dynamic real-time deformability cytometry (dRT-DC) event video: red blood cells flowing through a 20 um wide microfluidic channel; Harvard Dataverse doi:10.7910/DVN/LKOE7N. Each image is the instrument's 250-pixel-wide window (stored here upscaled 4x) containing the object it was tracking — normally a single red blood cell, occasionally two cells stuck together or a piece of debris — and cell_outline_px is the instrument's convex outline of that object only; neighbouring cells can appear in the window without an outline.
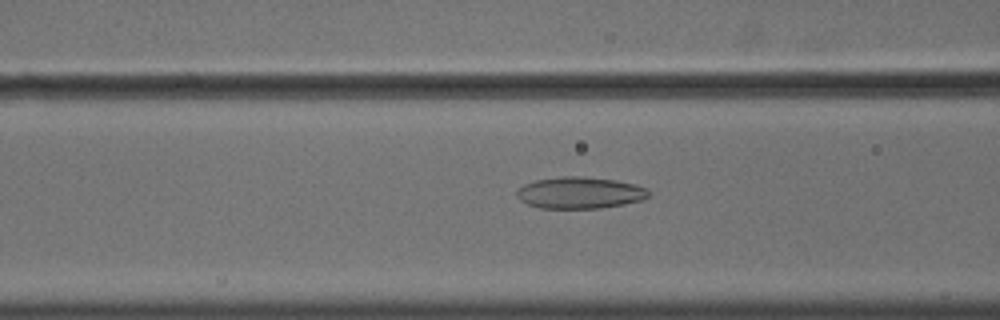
{"species": "common noctule bat (a hibernating species)", "species_latin": "Nyctalus noctula", "temperature_condition": "cold", "stored_images_in_passage": 40, "camera_frame_rate_fps": 3000, "um_per_image_px": 0.085, "animal": {"sex": "male", "body_mass_g": 18.8}, "frame": {"image": 1, "passage_image": 7, "time_ms": 2.0, "image_size_px": [1000, 320], "cell_outline_px": [[648, 196], [644, 200], [624, 204], [600, 208], [540, 208], [528, 204], [520, 200], [516, 196], [516, 192], [524, 184], [536, 180], [560, 176], [580, 176], [616, 180], [636, 184], [648, 188]], "centroid_in_image_um": [49.3, 16.38], "position_along_channel_um": 117.3, "area_um2": 24.39}}
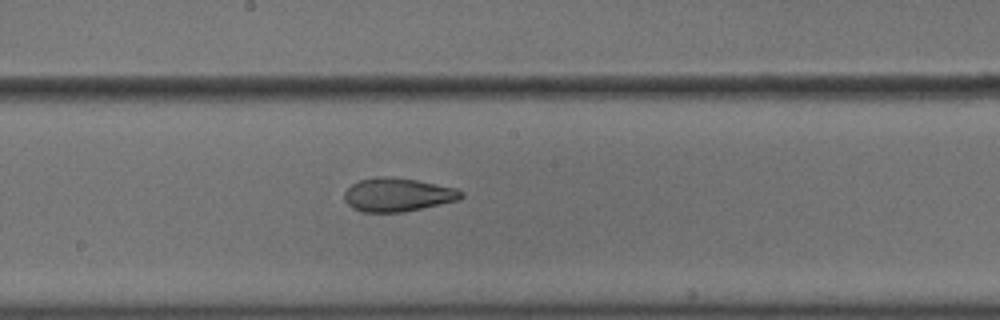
{"frame": {"image": 2, "passage_image": 15, "time_ms": 4.667, "image_size_px": [1000, 320], "cell_outline_px": [[464, 196], [460, 200], [404, 212], [360, 212], [352, 208], [344, 200], [344, 192], [352, 184], [360, 180], [384, 176], [388, 176], [416, 180], [456, 188], [464, 192]], "centroid_in_image_um": [33.81, 16.56], "position_along_channel_um": 214.4, "area_um2": 22.89}}
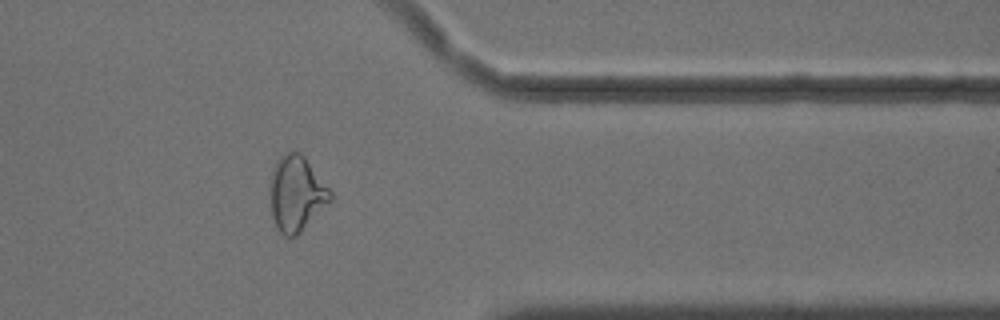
{"frame": {"image": 3, "passage_image": 30, "time_ms": 9.667, "image_size_px": [1000, 320], "cell_outline_px": [[332, 200], [296, 236], [284, 236], [276, 228], [272, 216], [272, 176], [276, 164], [280, 156], [284, 152], [300, 152], [304, 156], [332, 192]], "centroid_in_image_um": [25.23, 16.47], "position_along_channel_um": 386.2, "area_um2": 25.78}, "authors_computed_cell_mechanics": {"area_um2": 24.1026, "velocity_mm_per_s": 3.6248, "shape_relaxation_time_tau1_ms": null, "shape_relaxation_time_tau2_ms": 2.9238, "deformation_change_tau1": null, "deformation_change_tau2": 0.102}}